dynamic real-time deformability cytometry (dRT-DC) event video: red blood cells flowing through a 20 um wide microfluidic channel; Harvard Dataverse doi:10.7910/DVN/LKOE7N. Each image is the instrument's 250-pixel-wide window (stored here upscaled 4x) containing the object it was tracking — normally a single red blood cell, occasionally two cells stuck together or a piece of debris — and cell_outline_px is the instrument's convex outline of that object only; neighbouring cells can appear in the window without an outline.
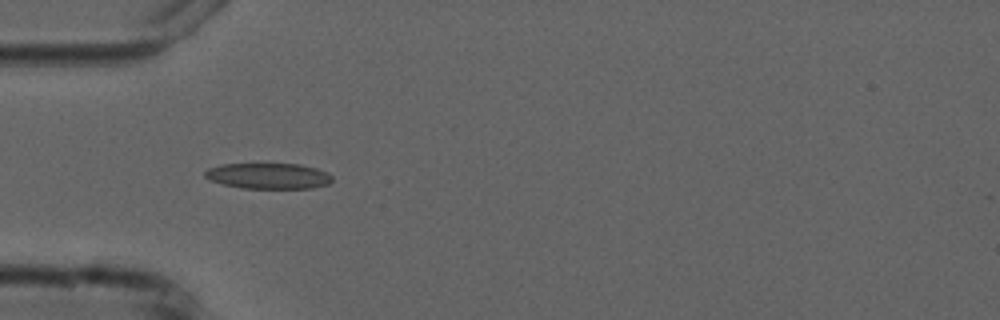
{"species": "common noctule bat (a hibernating species)", "species_latin": "Nyctalus noctula", "temperature_condition": "cold", "stored_images_in_passage": 4, "camera_frame_rate_fps": 3000, "um_per_image_px": 0.085, "animal": {"sex": "male", "forearm_length_mm": 52.5}, "frame": {"image": 1, "passage_image": 3, "time_ms": 2.667, "image_size_px": [1000, 320], "cell_outline_px": [[332, 180], [328, 184], [312, 188], [240, 188], [224, 184], [212, 180], [204, 176], [204, 172], [208, 168], [220, 164], [300, 164], [316, 168], [328, 172], [332, 176]], "centroid_in_image_um": [22.83, 14.95], "position_along_channel_um": 62.2, "area_um2": 19.07}}
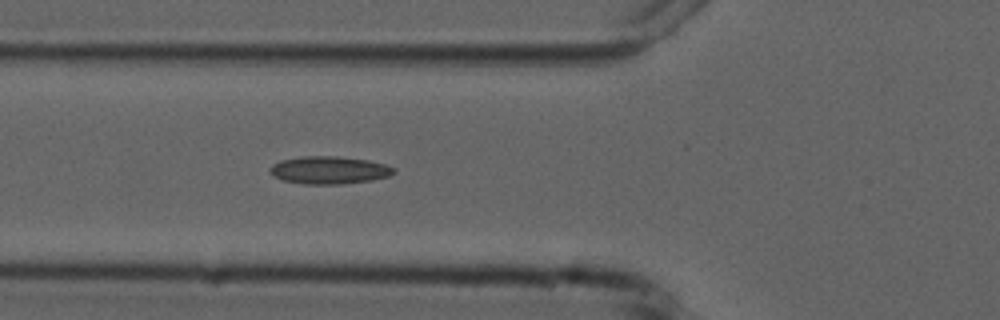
{"frame": {"image": 2, "passage_image": 4, "time_ms": 3.667, "image_size_px": [1000, 320], "cell_outline_px": [[396, 172], [388, 176], [372, 180], [340, 184], [304, 184], [284, 180], [272, 176], [268, 168], [272, 164], [280, 160], [304, 156], [336, 156], [368, 160], [384, 164], [396, 168]], "centroid_in_image_um": [27.96, 14.46], "position_along_channel_um": 97.8, "area_um2": 20.0}}